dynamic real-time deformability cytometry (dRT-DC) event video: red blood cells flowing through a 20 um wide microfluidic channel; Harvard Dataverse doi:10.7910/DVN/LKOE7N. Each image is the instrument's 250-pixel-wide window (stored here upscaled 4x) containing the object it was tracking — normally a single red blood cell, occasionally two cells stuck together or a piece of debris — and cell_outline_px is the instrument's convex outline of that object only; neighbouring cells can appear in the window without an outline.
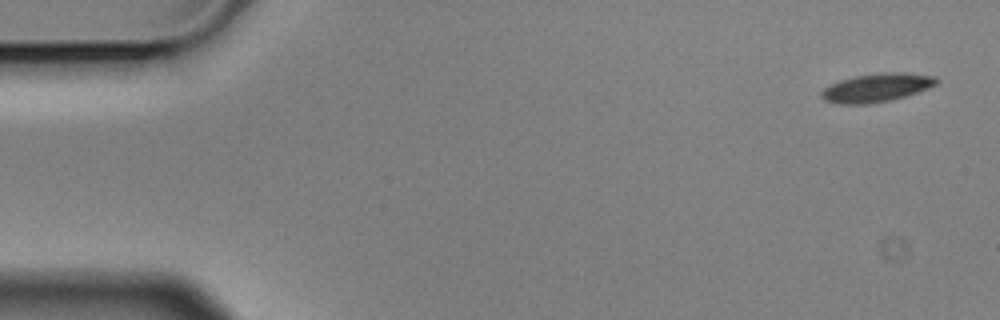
{"species": "Egyptian fruit bat (a non-hibernating species)", "species_latin": "Rousettus aegyptiacus", "temperature_condition": "cold", "stored_images_in_passage": 5, "camera_frame_rate_fps": 3000, "um_per_image_px": 0.085, "animal": {"sex": "male"}, "frame": {"image": 1, "passage_image": 1, "time_ms": 0.0, "image_size_px": [1000, 320], "cell_outline_px": [[940, 80], [936, 84], [928, 88], [892, 100], [868, 104], [840, 104], [824, 100], [820, 96], [820, 92], [824, 88], [840, 80], [856, 76], [880, 72], [904, 72], [936, 76]], "centroid_in_image_um": [74.52, 7.44], "position_along_channel_um": 10.5, "area_um2": 19.13}}
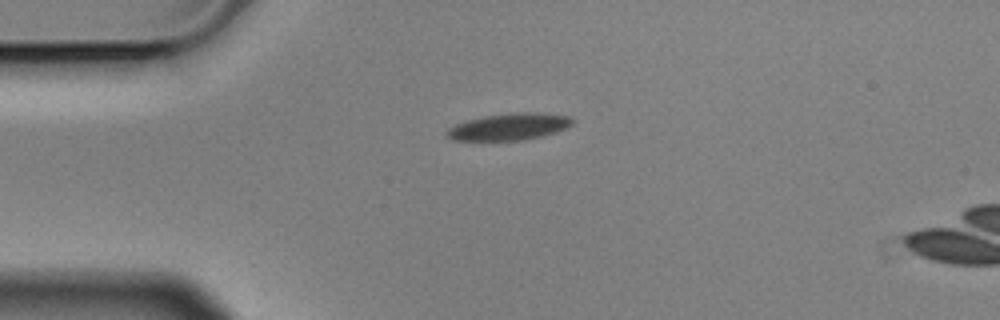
{"frame": {"image": 2, "passage_image": 4, "time_ms": 1.0, "image_size_px": [1000, 320], "cell_outline_px": [[572, 124], [556, 132], [524, 140], [452, 140], [444, 136], [448, 128], [456, 124], [468, 120], [484, 116], [520, 112], [524, 112], [568, 116], [572, 120]], "centroid_in_image_um": [43.2, 10.79], "position_along_channel_um": 41.8, "area_um2": 19.19}}